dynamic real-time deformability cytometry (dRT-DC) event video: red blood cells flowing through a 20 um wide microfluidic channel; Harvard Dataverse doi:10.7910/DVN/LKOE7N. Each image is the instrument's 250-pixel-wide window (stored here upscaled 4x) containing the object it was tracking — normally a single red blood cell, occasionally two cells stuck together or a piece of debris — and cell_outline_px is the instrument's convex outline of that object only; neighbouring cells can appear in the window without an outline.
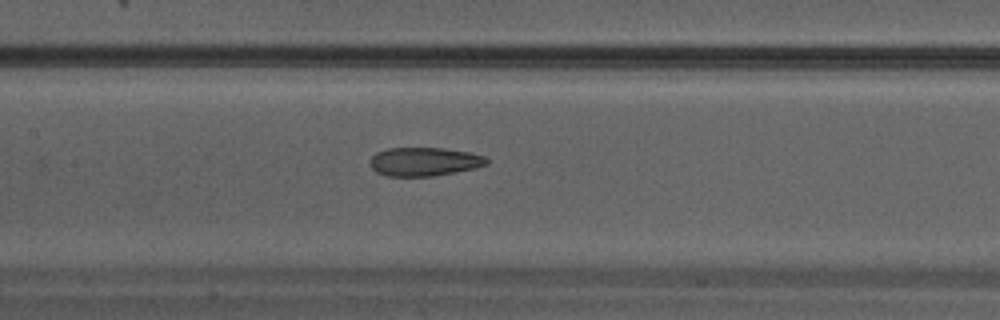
{"species": "Egyptian fruit bat (a non-hibernating species)", "species_latin": "Rousettus aegyptiacus", "temperature_condition": "warm", "stored_images_in_passage": 22, "camera_frame_rate_fps": 3000, "um_per_image_px": 0.085, "animal": {"sex": "male"}, "frame": {"image": 1, "passage_image": 9, "time_ms": 2.667, "image_size_px": [1000, 320], "cell_outline_px": [[488, 164], [476, 168], [432, 176], [388, 176], [376, 172], [372, 168], [372, 156], [376, 152], [388, 148], [444, 148], [472, 152], [484, 156], [488, 160]], "centroid_in_image_um": [36.1, 13.73], "position_along_channel_um": 171.3, "area_um2": 19.42}}
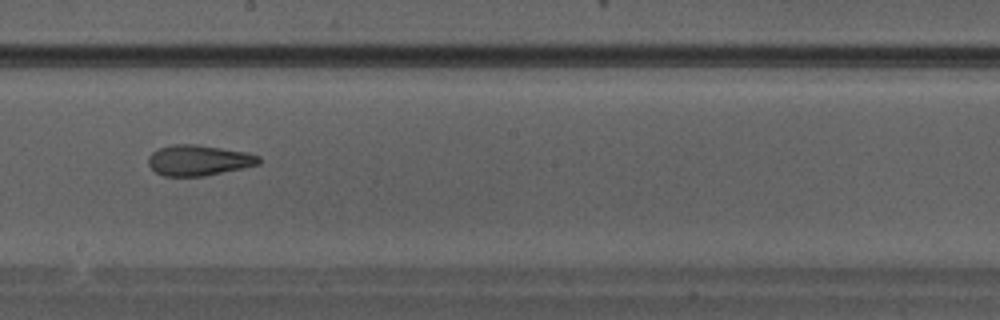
{"frame": {"image": 2, "passage_image": 12, "time_ms": 3.667, "image_size_px": [1000, 320], "cell_outline_px": [[260, 164], [244, 168], [204, 176], [164, 176], [156, 172], [148, 164], [148, 156], [152, 152], [160, 148], [172, 144], [196, 144], [248, 152], [260, 156]], "centroid_in_image_um": [16.9, 13.62], "position_along_channel_um": 231.3, "area_um2": 19.83}}
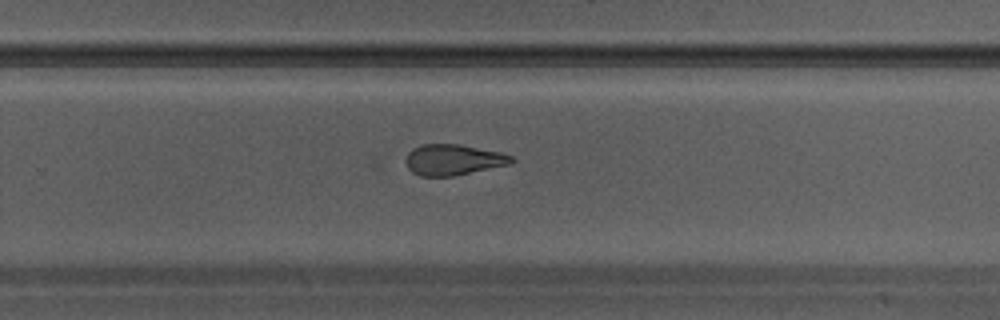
{"frame": {"image": 3, "passage_image": 15, "time_ms": 4.667, "image_size_px": [1000, 320], "cell_outline_px": [[516, 160], [508, 164], [452, 176], [420, 176], [412, 172], [408, 168], [404, 160], [408, 152], [412, 148], [420, 144], [460, 144], [504, 152], [512, 156]], "centroid_in_image_um": [38.5, 13.56], "position_along_channel_um": 291.3, "area_um2": 19.13}}